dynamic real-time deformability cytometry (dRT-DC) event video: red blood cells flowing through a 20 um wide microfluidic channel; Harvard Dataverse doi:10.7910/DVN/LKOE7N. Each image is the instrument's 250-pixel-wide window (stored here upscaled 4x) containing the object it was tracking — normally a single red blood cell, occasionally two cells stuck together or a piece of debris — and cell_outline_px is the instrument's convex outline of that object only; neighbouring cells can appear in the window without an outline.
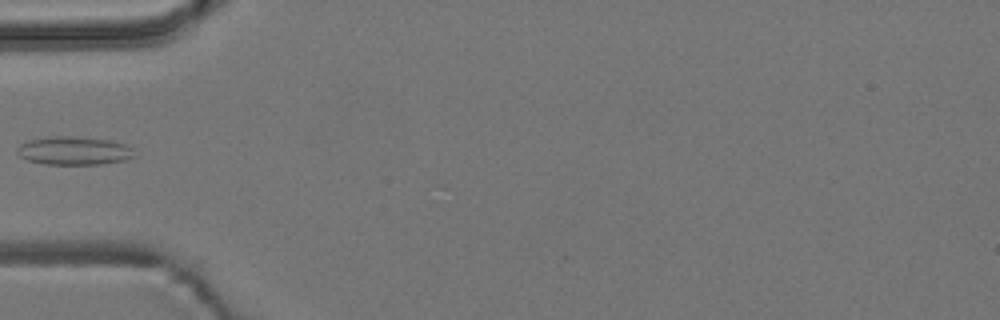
{"species": "common noctule bat (a hibernating species)", "species_latin": "Nyctalus noctula", "temperature_condition": "room temperature", "stored_images_in_passage": 4, "camera_frame_rate_fps": 3000, "um_per_image_px": 0.085, "animal": {"sex": "male", "body_mass_g": 19.2, "forearm_length_mm": 51.8}, "frame": {"image": 1, "passage_image": 4, "time_ms": 4.333, "image_size_px": [1000, 320], "cell_outline_px": [[136, 156], [124, 160], [100, 164], [44, 164], [28, 160], [20, 156], [16, 152], [16, 148], [20, 144], [28, 140], [48, 136], [76, 136], [112, 140], [128, 144], [132, 148]], "centroid_in_image_um": [6.3, 12.79], "position_along_channel_um": 78.7, "area_um2": 19.65}}